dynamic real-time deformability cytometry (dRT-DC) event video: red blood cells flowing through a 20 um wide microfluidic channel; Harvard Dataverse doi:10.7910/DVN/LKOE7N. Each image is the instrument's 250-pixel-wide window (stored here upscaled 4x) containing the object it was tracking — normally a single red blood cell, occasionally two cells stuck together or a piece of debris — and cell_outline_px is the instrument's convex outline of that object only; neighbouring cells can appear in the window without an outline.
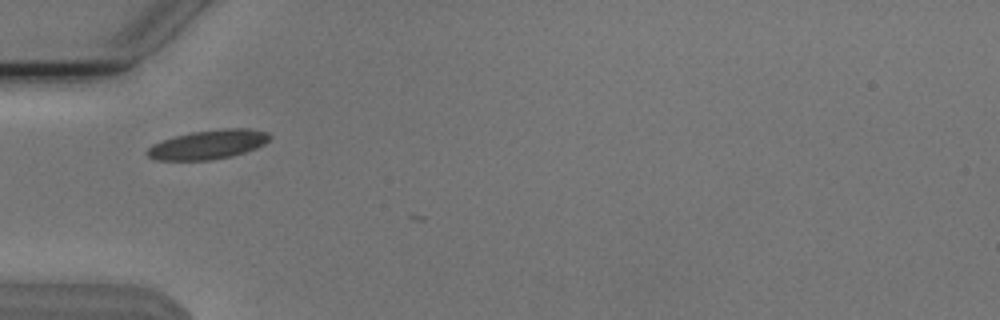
{"species": "Egyptian fruit bat (a non-hibernating species)", "species_latin": "Rousettus aegyptiacus", "temperature_condition": "cold", "stored_images_in_passage": 29, "camera_frame_rate_fps": 3000, "um_per_image_px": 0.085, "animal": {"sex": "male"}, "frame": {"image": 1, "passage_image": 1, "time_ms": 0.0, "image_size_px": [1000, 320], "cell_outline_px": [[272, 136], [264, 144], [256, 148], [232, 156], [208, 160], [156, 160], [148, 156], [144, 152], [152, 144], [176, 136], [192, 132], [224, 128], [248, 128], [268, 132]], "centroid_in_image_um": [17.7, 12.28], "position_along_channel_um": 67.3, "area_um2": 20.75}}
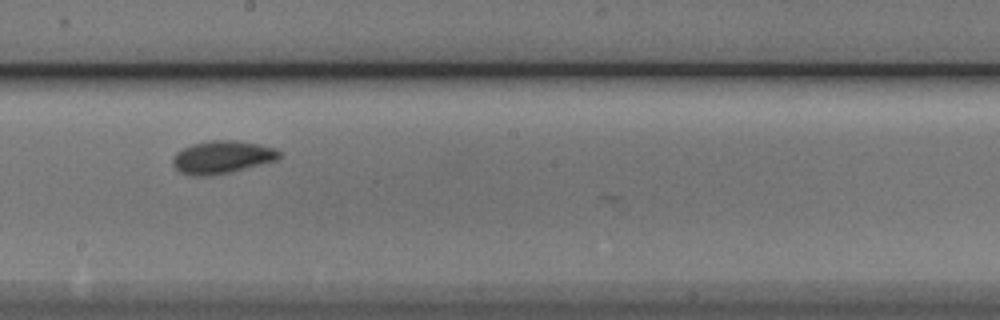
{"frame": {"image": 2, "passage_image": 14, "time_ms": 4.333, "image_size_px": [1000, 320], "cell_outline_px": [[280, 160], [228, 172], [208, 176], [192, 176], [180, 172], [172, 164], [172, 156], [176, 152], [192, 144], [208, 140], [236, 140], [260, 144], [272, 148], [280, 152]], "centroid_in_image_um": [18.86, 13.35], "position_along_channel_um": 229.3, "area_um2": 20.4}}
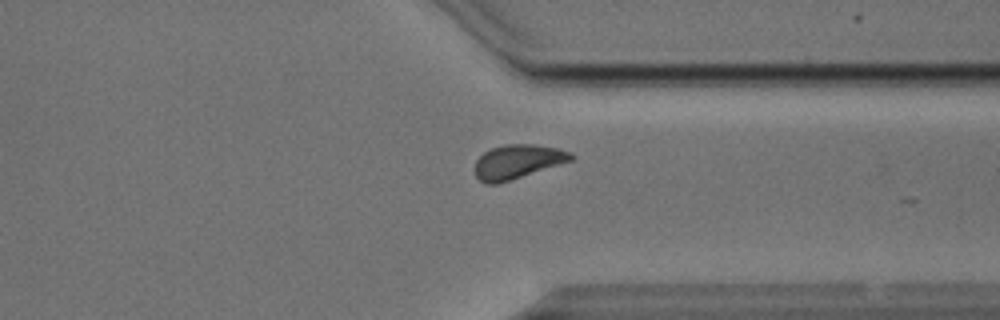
{"frame": {"image": 3, "passage_image": 25, "time_ms": 8.0, "image_size_px": [1000, 320], "cell_outline_px": [[576, 156], [572, 160], [496, 184], [484, 184], [476, 176], [476, 160], [484, 152], [492, 148], [504, 144], [532, 144], [560, 148], [572, 152]], "centroid_in_image_um": [44.01, 13.72], "position_along_channel_um": 367.4, "area_um2": 18.9}, "authors_computed_cell_mechanics": {"area_um2": 19.3052, "velocity_mm_per_s": 3.7641, "shape_relaxation_time_tau1_ms": 3.0646, "shape_relaxation_time_tau2_ms": null, "deformation_change_tau1": 0.0865, "deformation_change_tau2": null}}